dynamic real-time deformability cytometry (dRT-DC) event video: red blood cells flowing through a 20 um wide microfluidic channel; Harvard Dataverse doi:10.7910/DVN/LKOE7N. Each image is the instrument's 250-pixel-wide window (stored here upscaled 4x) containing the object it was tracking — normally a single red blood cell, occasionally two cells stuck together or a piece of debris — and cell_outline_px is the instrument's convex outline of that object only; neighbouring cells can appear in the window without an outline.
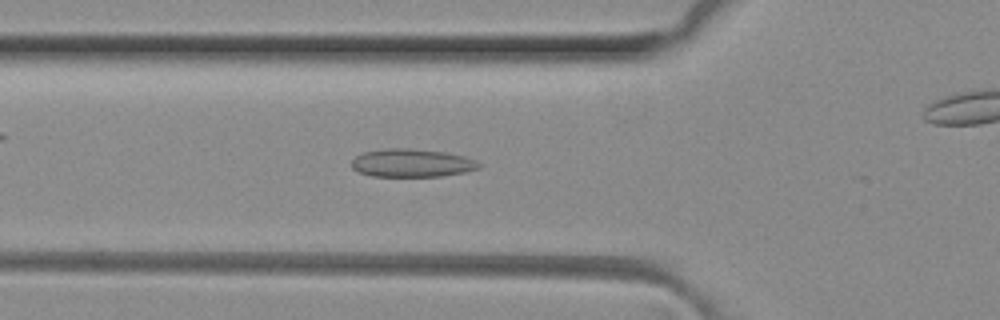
{"species": "common noctule bat (a hibernating species)", "species_latin": "Nyctalus noctula", "temperature_condition": "room temperature", "stored_images_in_passage": 19, "camera_frame_rate_fps": 3000, "um_per_image_px": 0.085, "animal": {"sex": "female", "body_mass_g": 29.2, "forearm_length_mm": 56.3}, "frame": {"image": 1, "passage_image": 6, "time_ms": 1.667, "image_size_px": [1000, 320], "cell_outline_px": [[480, 168], [464, 172], [440, 176], [372, 176], [360, 172], [352, 168], [352, 160], [356, 156], [364, 152], [388, 148], [408, 148], [444, 152], [464, 156], [476, 160], [480, 164]], "centroid_in_image_um": [35.01, 13.85], "position_along_channel_um": 90.8, "area_um2": 20.69}}
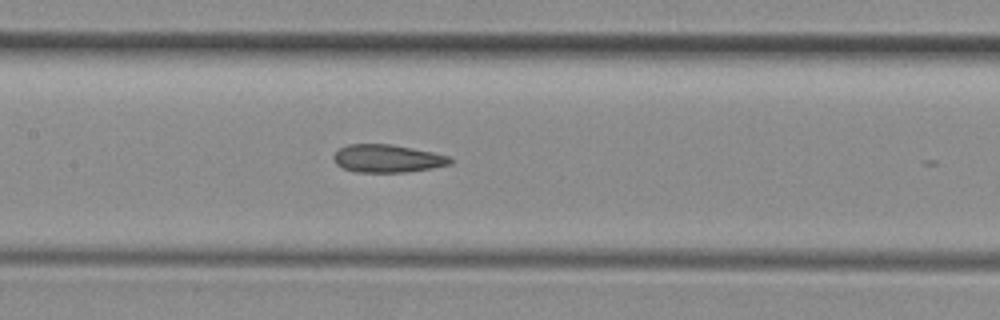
{"frame": {"image": 2, "passage_image": 12, "time_ms": 3.667, "image_size_px": [1000, 320], "cell_outline_px": [[452, 164], [432, 168], [404, 172], [356, 172], [344, 168], [336, 164], [332, 156], [340, 148], [348, 144], [392, 144], [432, 152], [448, 156], [452, 160]], "centroid_in_image_um": [32.92, 13.47], "position_along_channel_um": 174.5, "area_um2": 18.84}}
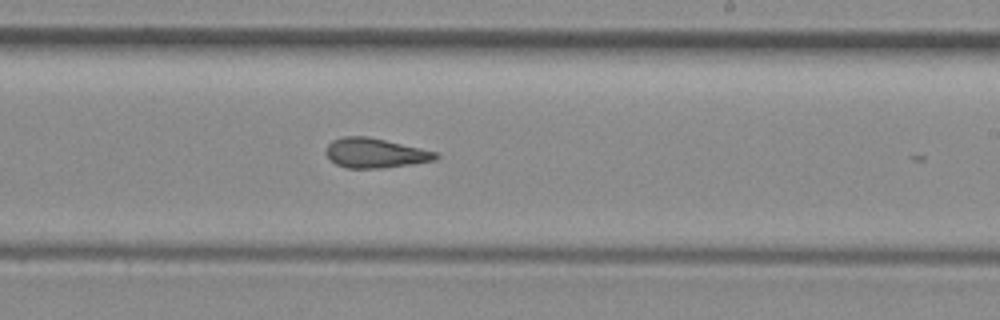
{"frame": {"image": 3, "passage_image": 18, "time_ms": 5.667, "image_size_px": [1000, 320], "cell_outline_px": [[440, 156], [436, 160], [412, 164], [384, 168], [344, 168], [336, 164], [324, 152], [328, 144], [332, 140], [344, 136], [368, 136], [436, 152]], "centroid_in_image_um": [31.87, 13.01], "position_along_channel_um": 257.1, "area_um2": 18.96}}